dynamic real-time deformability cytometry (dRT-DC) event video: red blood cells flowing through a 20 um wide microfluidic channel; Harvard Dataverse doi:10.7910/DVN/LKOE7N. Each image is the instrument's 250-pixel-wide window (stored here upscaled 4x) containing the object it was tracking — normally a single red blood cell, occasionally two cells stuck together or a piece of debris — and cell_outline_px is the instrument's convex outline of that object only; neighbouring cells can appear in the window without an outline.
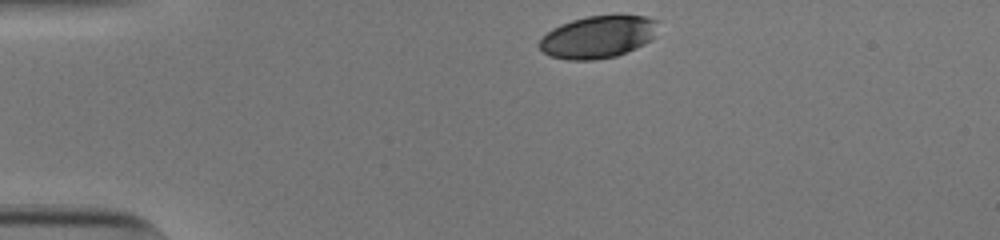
{"species": "human", "species_latin": "Homo sapiens", "temperature_condition": "cold", "stored_images_in_passage": 34, "camera_frame_rate_fps": 3000, "um_per_image_px": 0.085, "donor": {"sex": "male"}, "frame": {"image": 1, "passage_image": 1, "time_ms": 0.0, "image_size_px": [1000, 240], "cell_outline_px": [[660, 20], [656, 36], [652, 40], [636, 48], [616, 56], [592, 60], [568, 60], [552, 56], [544, 52], [536, 44], [552, 28], [560, 24], [572, 20], [588, 16], [620, 12], [644, 16]], "centroid_in_image_um": [50.91, 3.09], "position_along_channel_um": 34.1, "area_um2": 30.17}}
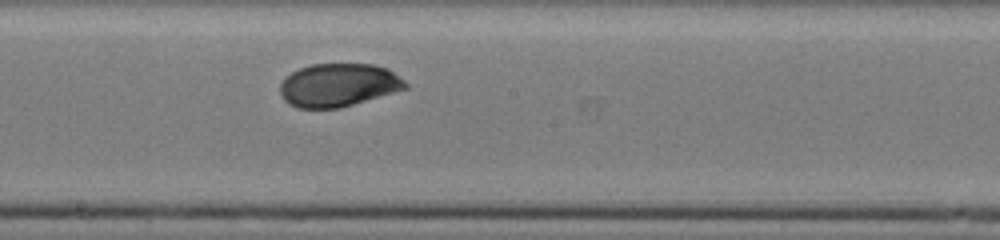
{"frame": {"image": 2, "passage_image": 20, "time_ms": 6.333, "image_size_px": [1000, 240], "cell_outline_px": [[408, 88], [340, 108], [296, 108], [288, 104], [280, 96], [280, 84], [292, 72], [300, 68], [312, 64], [372, 64], [388, 68], [404, 80], [408, 84]], "centroid_in_image_um": [28.76, 7.24], "position_along_channel_um": 219.4, "area_um2": 31.56}}
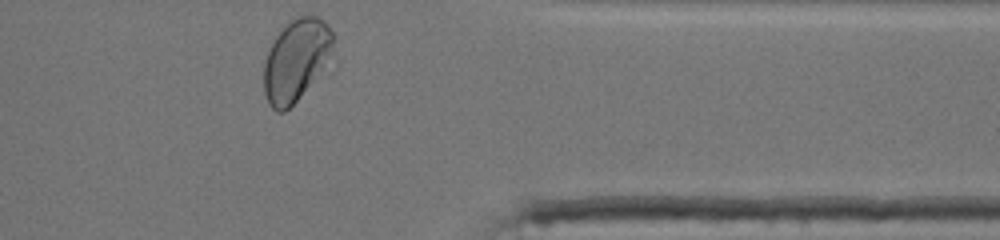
{"frame": {"image": 3, "passage_image": 34, "time_ms": 11.0, "image_size_px": [1000, 240], "cell_outline_px": [[336, 64], [284, 112], [276, 112], [268, 104], [264, 92], [264, 60], [272, 40], [292, 20], [300, 16], [316, 16], [324, 20], [328, 24], [336, 36]], "centroid_in_image_um": [25.32, 5.14], "position_along_channel_um": 386.1, "area_um2": 35.08}, "authors_computed_cell_mechanics": {"area_um2": 31.9056, "velocity_mm_per_s": 3.8101, "shape_relaxation_time_tau1_ms": 3.2077, "shape_relaxation_time_tau2_ms": 0.805, "deformation_change_tau1": 0.1108, "deformation_change_tau2": 0.0335}}